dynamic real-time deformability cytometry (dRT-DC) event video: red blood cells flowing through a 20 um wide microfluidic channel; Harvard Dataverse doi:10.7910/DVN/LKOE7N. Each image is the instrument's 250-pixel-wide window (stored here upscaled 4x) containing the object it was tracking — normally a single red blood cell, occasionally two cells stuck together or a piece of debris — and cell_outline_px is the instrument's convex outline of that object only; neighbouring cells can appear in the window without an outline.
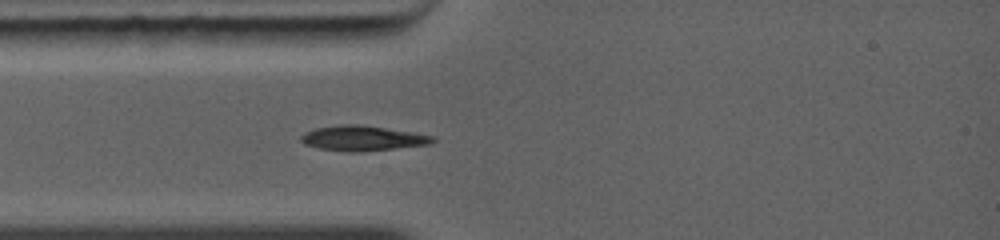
{"species": "common noctule bat (a hibernating species)", "species_latin": "Nyctalus noctula", "temperature_condition": "warm", "stored_images_in_passage": 1, "camera_frame_rate_fps": 5000, "um_per_image_px": 0.085, "animal": {"sex": "female", "body_mass_g": 19.0, "forearm_length_mm": 56.7}, "frame": {"image": 1, "passage_image": 1, "time_ms": 0.0, "image_size_px": [1000, 240], "cell_outline_px": [[436, 140], [428, 144], [360, 152], [348, 152], [320, 148], [304, 144], [300, 140], [300, 136], [316, 128], [344, 124], [360, 124], [432, 136]], "centroid_in_image_um": [30.76, 11.75], "position_along_channel_um": 54.2, "area_um2": 18.73}}